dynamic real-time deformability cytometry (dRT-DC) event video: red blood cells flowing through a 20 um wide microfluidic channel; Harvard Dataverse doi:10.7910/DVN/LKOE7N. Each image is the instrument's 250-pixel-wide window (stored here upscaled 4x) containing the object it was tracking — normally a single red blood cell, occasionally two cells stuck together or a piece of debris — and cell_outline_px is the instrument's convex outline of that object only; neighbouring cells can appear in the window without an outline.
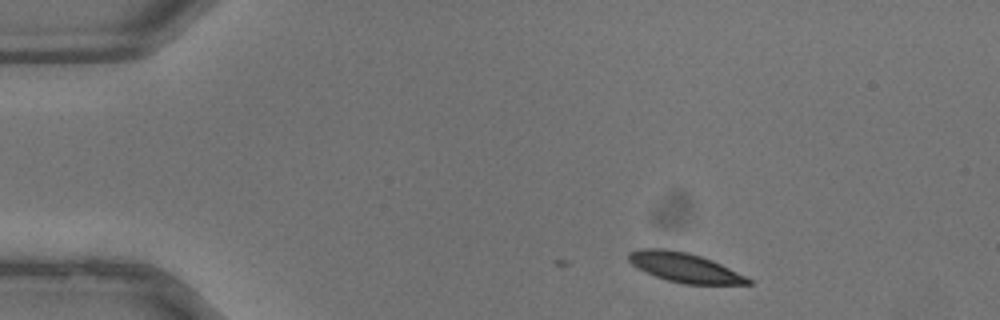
{"species": "common noctule bat (a hibernating species)", "species_latin": "Nyctalus noctula", "temperature_condition": "warm", "stored_images_in_passage": 3, "camera_frame_rate_fps": 3000, "um_per_image_px": 0.085, "animal": {"sex": "male", "body_mass_g": 13.3}, "frame": {"image": 1, "passage_image": 3, "time_ms": 0.667, "image_size_px": [1000, 320], "cell_outline_px": [[752, 284], [684, 284], [668, 280], [656, 276], [632, 264], [628, 260], [628, 252], [640, 248], [664, 248], [688, 252], [712, 260], [752, 280]], "centroid_in_image_um": [58.16, 22.72], "position_along_channel_um": 26.8, "area_um2": 20.17}}